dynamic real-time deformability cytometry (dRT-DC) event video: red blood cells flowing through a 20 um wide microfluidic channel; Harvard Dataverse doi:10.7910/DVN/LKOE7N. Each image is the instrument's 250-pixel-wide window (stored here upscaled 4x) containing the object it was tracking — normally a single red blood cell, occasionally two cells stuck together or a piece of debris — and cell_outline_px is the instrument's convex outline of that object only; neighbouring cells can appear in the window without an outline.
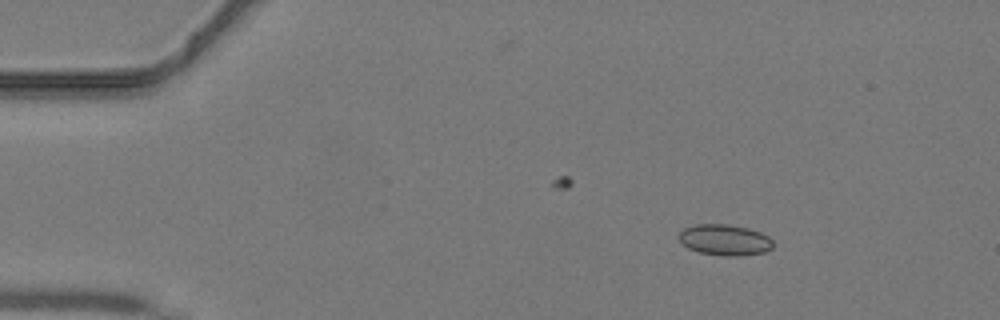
{"species": "common noctule bat (a hibernating species)", "species_latin": "Nyctalus noctula", "temperature_condition": "warm", "stored_images_in_passage": 43, "camera_frame_rate_fps": 3000, "um_per_image_px": 0.085, "animal": {"sex": "male", "body_mass_g": 19.2, "forearm_length_mm": 51.8}, "frame": {"image": 1, "passage_image": 6, "time_ms": 1.667, "image_size_px": [1000, 320], "cell_outline_px": [[772, 248], [764, 252], [740, 256], [724, 256], [700, 252], [688, 248], [680, 240], [680, 232], [684, 228], [696, 224], [728, 224], [748, 228], [760, 232], [768, 236], [772, 240]], "centroid_in_image_um": [61.62, 20.39], "position_along_channel_um": 23.4, "area_um2": 16.88}}
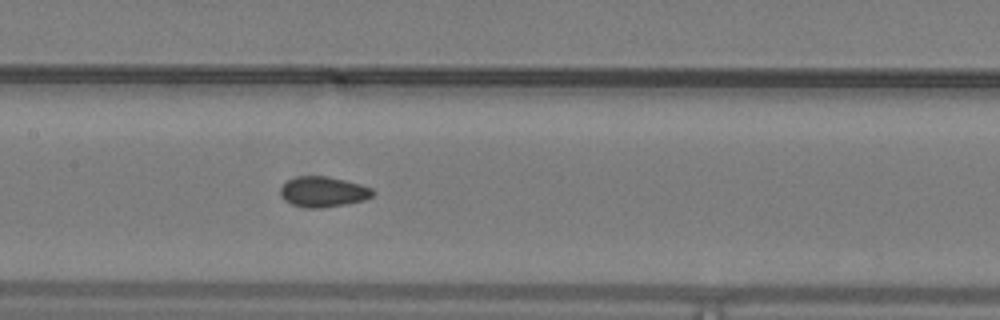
{"frame": {"image": 2, "passage_image": 21, "time_ms": 6.667, "image_size_px": [1000, 320], "cell_outline_px": [[376, 192], [372, 196], [364, 200], [348, 204], [320, 208], [308, 208], [292, 204], [284, 200], [280, 192], [280, 188], [288, 180], [296, 176], [324, 176], [344, 180], [360, 184], [372, 188]], "centroid_in_image_um": [27.48, 16.31], "position_along_channel_um": 179.9, "area_um2": 16.36}}
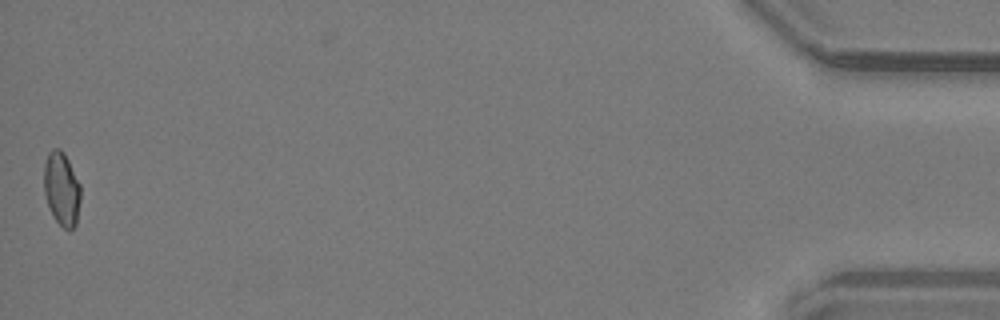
{"frame": {"image": 3, "passage_image": 43, "time_ms": 14.0, "image_size_px": [1000, 320], "cell_outline_px": [[80, 200], [76, 224], [68, 232], [52, 216], [44, 192], [44, 164], [48, 152], [52, 148], [60, 148], [64, 152], [80, 184]], "centroid_in_image_um": [5.23, 16.04], "position_along_channel_um": 430.0, "area_um2": 15.78}}